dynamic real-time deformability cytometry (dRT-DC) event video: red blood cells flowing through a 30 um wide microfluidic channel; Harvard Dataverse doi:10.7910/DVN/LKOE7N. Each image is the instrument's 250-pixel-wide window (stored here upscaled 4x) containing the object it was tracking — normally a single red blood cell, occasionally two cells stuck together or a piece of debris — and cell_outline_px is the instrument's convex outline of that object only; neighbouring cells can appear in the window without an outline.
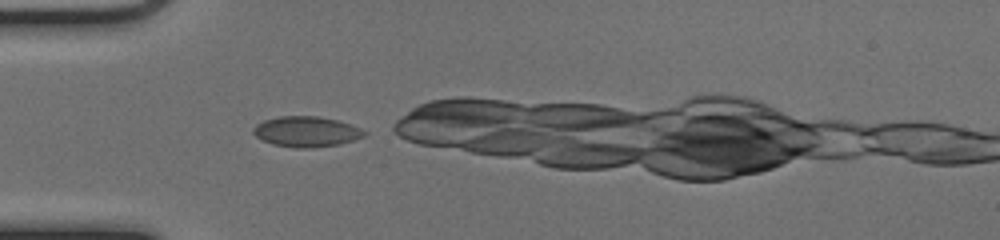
{"species": "common noctule bat (a hibernating species)", "species_latin": "Nyctalus noctula", "temperature_condition": "cold", "stored_images_in_passage": 8, "camera_frame_rate_fps": 3000, "um_per_image_px": 0.085, "animal": {"sex": "female", "body_mass_g": 17.0, "forearm_length_mm": 48.0}, "frame": {"image": 1, "passage_image": 1, "time_ms": 0.0, "image_size_px": [1000, 240], "cell_outline_px": [[368, 132], [364, 136], [340, 144], [312, 148], [296, 148], [272, 144], [256, 136], [252, 132], [252, 128], [256, 124], [264, 120], [280, 116], [316, 116], [336, 120], [360, 128]], "centroid_in_image_um": [26.02, 11.19], "position_along_channel_um": 59.0, "area_um2": 19.59}}
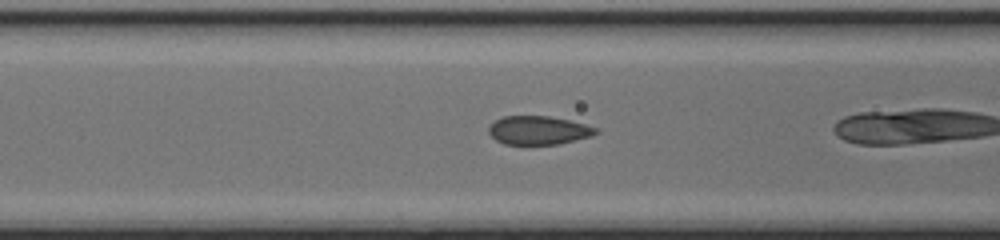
{"frame": {"image": 2, "passage_image": 6, "time_ms": 1.667, "image_size_px": [1000, 240], "cell_outline_px": [[600, 132], [592, 136], [560, 144], [504, 144], [496, 140], [488, 132], [488, 128], [496, 120], [504, 116], [548, 116], [568, 120], [584, 124], [596, 128]], "centroid_in_image_um": [45.78, 11.08], "position_along_channel_um": 120.8, "area_um2": 17.74}}